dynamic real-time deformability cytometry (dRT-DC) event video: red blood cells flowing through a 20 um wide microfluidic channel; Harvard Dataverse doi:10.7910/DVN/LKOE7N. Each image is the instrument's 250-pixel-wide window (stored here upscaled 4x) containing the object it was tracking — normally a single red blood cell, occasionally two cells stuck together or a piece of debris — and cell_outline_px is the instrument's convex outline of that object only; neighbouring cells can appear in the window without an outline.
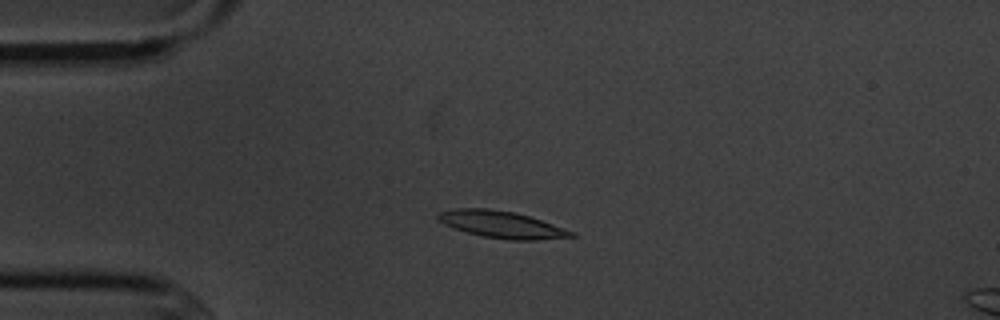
{"species": "common noctule bat (a hibernating species)", "species_latin": "Nyctalus noctula", "temperature_condition": "cold", "stored_images_in_passage": 4, "segment_of_instrument_passage": [1, 2], "camera_frame_rate_fps": 3000, "um_per_image_px": 0.085, "animal": {"sex": "male", "body_mass_g": 20.1, "forearm_length_mm": 53.5}, "frame": {"image": 1, "passage_image": 3, "time_ms": 2.333, "image_size_px": [1000, 320], "cell_outline_px": [[580, 236], [536, 240], [512, 240], [484, 236], [468, 232], [444, 224], [436, 216], [440, 212], [460, 208], [488, 208], [516, 212], [576, 232]], "centroid_in_image_um": [42.71, 19.08], "position_along_channel_um": 42.3, "area_um2": 20.63}}